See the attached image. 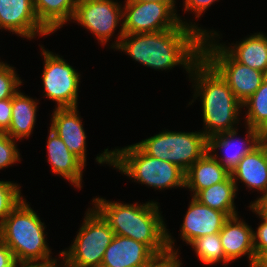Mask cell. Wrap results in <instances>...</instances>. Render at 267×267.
<instances>
[{"mask_svg":"<svg viewBox=\"0 0 267 267\" xmlns=\"http://www.w3.org/2000/svg\"><path fill=\"white\" fill-rule=\"evenodd\" d=\"M202 40L196 30L180 23L165 31L124 34L115 49L157 71L182 65L189 74L202 57Z\"/></svg>","mask_w":267,"mask_h":267,"instance_id":"1","label":"cell"},{"mask_svg":"<svg viewBox=\"0 0 267 267\" xmlns=\"http://www.w3.org/2000/svg\"><path fill=\"white\" fill-rule=\"evenodd\" d=\"M17 141L6 133H0V170L20 161Z\"/></svg>","mask_w":267,"mask_h":267,"instance_id":"29","label":"cell"},{"mask_svg":"<svg viewBox=\"0 0 267 267\" xmlns=\"http://www.w3.org/2000/svg\"><path fill=\"white\" fill-rule=\"evenodd\" d=\"M202 57L226 81L235 97L242 104L263 83V72L237 62L213 36L203 38Z\"/></svg>","mask_w":267,"mask_h":267,"instance_id":"9","label":"cell"},{"mask_svg":"<svg viewBox=\"0 0 267 267\" xmlns=\"http://www.w3.org/2000/svg\"><path fill=\"white\" fill-rule=\"evenodd\" d=\"M18 264L12 251L0 239V267H17Z\"/></svg>","mask_w":267,"mask_h":267,"instance_id":"34","label":"cell"},{"mask_svg":"<svg viewBox=\"0 0 267 267\" xmlns=\"http://www.w3.org/2000/svg\"><path fill=\"white\" fill-rule=\"evenodd\" d=\"M41 49L44 58L42 87L45 97L55 101V108L78 107L80 74L62 56L42 46Z\"/></svg>","mask_w":267,"mask_h":267,"instance_id":"10","label":"cell"},{"mask_svg":"<svg viewBox=\"0 0 267 267\" xmlns=\"http://www.w3.org/2000/svg\"><path fill=\"white\" fill-rule=\"evenodd\" d=\"M215 1L218 0H184V12L192 11L195 13L196 18L199 19L203 12L205 13V10H207Z\"/></svg>","mask_w":267,"mask_h":267,"instance_id":"32","label":"cell"},{"mask_svg":"<svg viewBox=\"0 0 267 267\" xmlns=\"http://www.w3.org/2000/svg\"><path fill=\"white\" fill-rule=\"evenodd\" d=\"M77 109L55 108L49 128L63 140L68 150L86 165L87 136Z\"/></svg>","mask_w":267,"mask_h":267,"instance_id":"15","label":"cell"},{"mask_svg":"<svg viewBox=\"0 0 267 267\" xmlns=\"http://www.w3.org/2000/svg\"><path fill=\"white\" fill-rule=\"evenodd\" d=\"M147 155L168 161L186 172L208 151V138L200 131L168 129L136 143Z\"/></svg>","mask_w":267,"mask_h":267,"instance_id":"8","label":"cell"},{"mask_svg":"<svg viewBox=\"0 0 267 267\" xmlns=\"http://www.w3.org/2000/svg\"><path fill=\"white\" fill-rule=\"evenodd\" d=\"M246 107L245 126L258 130L267 137V84L262 85L243 103ZM248 109V110H247Z\"/></svg>","mask_w":267,"mask_h":267,"instance_id":"25","label":"cell"},{"mask_svg":"<svg viewBox=\"0 0 267 267\" xmlns=\"http://www.w3.org/2000/svg\"><path fill=\"white\" fill-rule=\"evenodd\" d=\"M253 213L258 214L261 224H258L257 231H253L254 251L257 257L264 249H267V216L261 214L253 205L248 206Z\"/></svg>","mask_w":267,"mask_h":267,"instance_id":"30","label":"cell"},{"mask_svg":"<svg viewBox=\"0 0 267 267\" xmlns=\"http://www.w3.org/2000/svg\"><path fill=\"white\" fill-rule=\"evenodd\" d=\"M246 129L247 135L245 140L244 138L242 140L235 137L238 134L237 129L219 133L208 138V152L229 172L238 165V162L247 153H249L265 138L256 129L249 126H246ZM217 149L221 150L222 153L225 152V155L218 158Z\"/></svg>","mask_w":267,"mask_h":267,"instance_id":"13","label":"cell"},{"mask_svg":"<svg viewBox=\"0 0 267 267\" xmlns=\"http://www.w3.org/2000/svg\"><path fill=\"white\" fill-rule=\"evenodd\" d=\"M228 218L225 212L203 205L192 197L180 228L181 239L189 245L201 236L219 233Z\"/></svg>","mask_w":267,"mask_h":267,"instance_id":"14","label":"cell"},{"mask_svg":"<svg viewBox=\"0 0 267 267\" xmlns=\"http://www.w3.org/2000/svg\"><path fill=\"white\" fill-rule=\"evenodd\" d=\"M12 116V99L0 101V133H4L10 126Z\"/></svg>","mask_w":267,"mask_h":267,"instance_id":"33","label":"cell"},{"mask_svg":"<svg viewBox=\"0 0 267 267\" xmlns=\"http://www.w3.org/2000/svg\"><path fill=\"white\" fill-rule=\"evenodd\" d=\"M20 78L13 66L6 62L0 65V101L12 99L19 91V86L22 84Z\"/></svg>","mask_w":267,"mask_h":267,"instance_id":"28","label":"cell"},{"mask_svg":"<svg viewBox=\"0 0 267 267\" xmlns=\"http://www.w3.org/2000/svg\"><path fill=\"white\" fill-rule=\"evenodd\" d=\"M253 267H267V249H264L255 260Z\"/></svg>","mask_w":267,"mask_h":267,"instance_id":"37","label":"cell"},{"mask_svg":"<svg viewBox=\"0 0 267 267\" xmlns=\"http://www.w3.org/2000/svg\"><path fill=\"white\" fill-rule=\"evenodd\" d=\"M237 189L231 175L223 182L213 184L209 188L198 191L193 198L212 209L225 212L229 217L238 214L234 199Z\"/></svg>","mask_w":267,"mask_h":267,"instance_id":"24","label":"cell"},{"mask_svg":"<svg viewBox=\"0 0 267 267\" xmlns=\"http://www.w3.org/2000/svg\"><path fill=\"white\" fill-rule=\"evenodd\" d=\"M175 2L125 0L123 6L124 34L153 33L176 28L180 23L196 30L203 38H218V32L201 29L194 22L181 20Z\"/></svg>","mask_w":267,"mask_h":267,"instance_id":"6","label":"cell"},{"mask_svg":"<svg viewBox=\"0 0 267 267\" xmlns=\"http://www.w3.org/2000/svg\"><path fill=\"white\" fill-rule=\"evenodd\" d=\"M154 255L145 244L115 235L104 253L100 267H142Z\"/></svg>","mask_w":267,"mask_h":267,"instance_id":"19","label":"cell"},{"mask_svg":"<svg viewBox=\"0 0 267 267\" xmlns=\"http://www.w3.org/2000/svg\"><path fill=\"white\" fill-rule=\"evenodd\" d=\"M178 248L175 250H167L164 253L154 255L142 267H181L182 262L178 258Z\"/></svg>","mask_w":267,"mask_h":267,"instance_id":"31","label":"cell"},{"mask_svg":"<svg viewBox=\"0 0 267 267\" xmlns=\"http://www.w3.org/2000/svg\"><path fill=\"white\" fill-rule=\"evenodd\" d=\"M241 42V43H240ZM223 48L239 63L264 72L267 68V36L262 32L249 35L242 41ZM238 43V44H237ZM232 46V47H231Z\"/></svg>","mask_w":267,"mask_h":267,"instance_id":"21","label":"cell"},{"mask_svg":"<svg viewBox=\"0 0 267 267\" xmlns=\"http://www.w3.org/2000/svg\"><path fill=\"white\" fill-rule=\"evenodd\" d=\"M263 83L267 84V68L263 72Z\"/></svg>","mask_w":267,"mask_h":267,"instance_id":"39","label":"cell"},{"mask_svg":"<svg viewBox=\"0 0 267 267\" xmlns=\"http://www.w3.org/2000/svg\"><path fill=\"white\" fill-rule=\"evenodd\" d=\"M189 245L192 246L198 259L205 265H213L222 261L226 266L227 263L231 262L224 253L219 233L201 236Z\"/></svg>","mask_w":267,"mask_h":267,"instance_id":"26","label":"cell"},{"mask_svg":"<svg viewBox=\"0 0 267 267\" xmlns=\"http://www.w3.org/2000/svg\"><path fill=\"white\" fill-rule=\"evenodd\" d=\"M99 164L113 166L134 182L156 190L185 188V172L177 165L147 155L136 143L114 150L104 149L96 157Z\"/></svg>","mask_w":267,"mask_h":267,"instance_id":"4","label":"cell"},{"mask_svg":"<svg viewBox=\"0 0 267 267\" xmlns=\"http://www.w3.org/2000/svg\"><path fill=\"white\" fill-rule=\"evenodd\" d=\"M37 101L19 90L12 97L11 123L4 133L15 140L28 138L36 122Z\"/></svg>","mask_w":267,"mask_h":267,"instance_id":"22","label":"cell"},{"mask_svg":"<svg viewBox=\"0 0 267 267\" xmlns=\"http://www.w3.org/2000/svg\"><path fill=\"white\" fill-rule=\"evenodd\" d=\"M0 29L29 40L50 35L37 19L34 0H0Z\"/></svg>","mask_w":267,"mask_h":267,"instance_id":"12","label":"cell"},{"mask_svg":"<svg viewBox=\"0 0 267 267\" xmlns=\"http://www.w3.org/2000/svg\"><path fill=\"white\" fill-rule=\"evenodd\" d=\"M20 186L11 181H0V224L24 199Z\"/></svg>","mask_w":267,"mask_h":267,"instance_id":"27","label":"cell"},{"mask_svg":"<svg viewBox=\"0 0 267 267\" xmlns=\"http://www.w3.org/2000/svg\"><path fill=\"white\" fill-rule=\"evenodd\" d=\"M136 1H159V2H176L175 0H136Z\"/></svg>","mask_w":267,"mask_h":267,"instance_id":"38","label":"cell"},{"mask_svg":"<svg viewBox=\"0 0 267 267\" xmlns=\"http://www.w3.org/2000/svg\"><path fill=\"white\" fill-rule=\"evenodd\" d=\"M250 205H253L261 214L267 216V192L263 196L256 198Z\"/></svg>","mask_w":267,"mask_h":267,"instance_id":"35","label":"cell"},{"mask_svg":"<svg viewBox=\"0 0 267 267\" xmlns=\"http://www.w3.org/2000/svg\"><path fill=\"white\" fill-rule=\"evenodd\" d=\"M58 263V260L47 263H19L17 267H64L63 262Z\"/></svg>","mask_w":267,"mask_h":267,"instance_id":"36","label":"cell"},{"mask_svg":"<svg viewBox=\"0 0 267 267\" xmlns=\"http://www.w3.org/2000/svg\"><path fill=\"white\" fill-rule=\"evenodd\" d=\"M92 204L115 235L129 237L143 243L155 255L174 250L175 240L167 231L158 202L125 204L96 197L92 199Z\"/></svg>","mask_w":267,"mask_h":267,"instance_id":"2","label":"cell"},{"mask_svg":"<svg viewBox=\"0 0 267 267\" xmlns=\"http://www.w3.org/2000/svg\"><path fill=\"white\" fill-rule=\"evenodd\" d=\"M48 133L47 160L52 172L68 180L74 187L82 188L83 169L86 165L68 150L63 140L53 130L49 129Z\"/></svg>","mask_w":267,"mask_h":267,"instance_id":"18","label":"cell"},{"mask_svg":"<svg viewBox=\"0 0 267 267\" xmlns=\"http://www.w3.org/2000/svg\"><path fill=\"white\" fill-rule=\"evenodd\" d=\"M44 222L23 199L0 224V239L19 263H47L51 258Z\"/></svg>","mask_w":267,"mask_h":267,"instance_id":"5","label":"cell"},{"mask_svg":"<svg viewBox=\"0 0 267 267\" xmlns=\"http://www.w3.org/2000/svg\"><path fill=\"white\" fill-rule=\"evenodd\" d=\"M237 215L229 217L219 232L221 244L226 257L235 261L242 256L249 259V266L253 267L256 256L254 251L253 229Z\"/></svg>","mask_w":267,"mask_h":267,"instance_id":"16","label":"cell"},{"mask_svg":"<svg viewBox=\"0 0 267 267\" xmlns=\"http://www.w3.org/2000/svg\"><path fill=\"white\" fill-rule=\"evenodd\" d=\"M230 174L237 191L239 180L247 189L260 191L263 196L267 192V137L247 153Z\"/></svg>","mask_w":267,"mask_h":267,"instance_id":"17","label":"cell"},{"mask_svg":"<svg viewBox=\"0 0 267 267\" xmlns=\"http://www.w3.org/2000/svg\"><path fill=\"white\" fill-rule=\"evenodd\" d=\"M194 88V98L200 97L204 131L207 137L237 129L243 104L220 74L201 57L189 72Z\"/></svg>","mask_w":267,"mask_h":267,"instance_id":"3","label":"cell"},{"mask_svg":"<svg viewBox=\"0 0 267 267\" xmlns=\"http://www.w3.org/2000/svg\"><path fill=\"white\" fill-rule=\"evenodd\" d=\"M230 175V172L207 151L185 172V188L193 192V197L198 191L223 182Z\"/></svg>","mask_w":267,"mask_h":267,"instance_id":"20","label":"cell"},{"mask_svg":"<svg viewBox=\"0 0 267 267\" xmlns=\"http://www.w3.org/2000/svg\"><path fill=\"white\" fill-rule=\"evenodd\" d=\"M121 6L114 0H79L72 20L89 30L103 46L114 36L116 27L121 23L118 40L110 46L115 49L124 35Z\"/></svg>","mask_w":267,"mask_h":267,"instance_id":"11","label":"cell"},{"mask_svg":"<svg viewBox=\"0 0 267 267\" xmlns=\"http://www.w3.org/2000/svg\"><path fill=\"white\" fill-rule=\"evenodd\" d=\"M85 214L73 244L58 255L64 267H100L104 253L115 236L93 207L88 208Z\"/></svg>","mask_w":267,"mask_h":267,"instance_id":"7","label":"cell"},{"mask_svg":"<svg viewBox=\"0 0 267 267\" xmlns=\"http://www.w3.org/2000/svg\"><path fill=\"white\" fill-rule=\"evenodd\" d=\"M79 0H34L40 24L51 34L73 19Z\"/></svg>","mask_w":267,"mask_h":267,"instance_id":"23","label":"cell"}]
</instances>
